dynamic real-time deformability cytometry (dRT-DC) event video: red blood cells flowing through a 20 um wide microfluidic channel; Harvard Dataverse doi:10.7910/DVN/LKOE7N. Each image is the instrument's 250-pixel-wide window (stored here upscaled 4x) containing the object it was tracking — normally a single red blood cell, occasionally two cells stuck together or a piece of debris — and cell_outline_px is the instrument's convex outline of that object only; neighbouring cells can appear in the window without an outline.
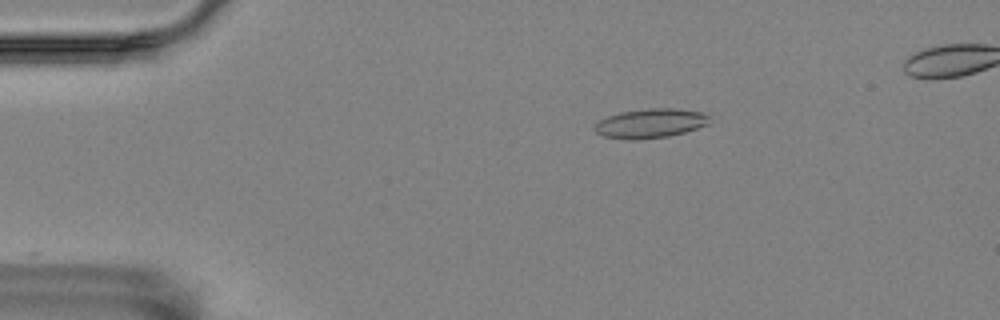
{"species": "Egyptian fruit bat (a non-hibernating species)", "species_latin": "Rousettus aegyptiacus", "temperature_condition": "room temperature", "stored_images_in_passage": 9, "camera_frame_rate_fps": 3000, "um_per_image_px": 0.085, "animal": {"sex": "female"}, "frame": {"image": 1, "passage_image": 2, "time_ms": 0.333, "image_size_px": [1000, 320], "cell_outline_px": [[708, 124], [684, 132], [668, 136], [636, 140], [632, 140], [604, 136], [596, 132], [596, 124], [600, 120], [608, 116], [620, 112], [648, 108], [672, 108], [700, 112], [708, 116]], "centroid_in_image_um": [55.27, 10.48], "position_along_channel_um": 29.7, "area_um2": 19.25}}